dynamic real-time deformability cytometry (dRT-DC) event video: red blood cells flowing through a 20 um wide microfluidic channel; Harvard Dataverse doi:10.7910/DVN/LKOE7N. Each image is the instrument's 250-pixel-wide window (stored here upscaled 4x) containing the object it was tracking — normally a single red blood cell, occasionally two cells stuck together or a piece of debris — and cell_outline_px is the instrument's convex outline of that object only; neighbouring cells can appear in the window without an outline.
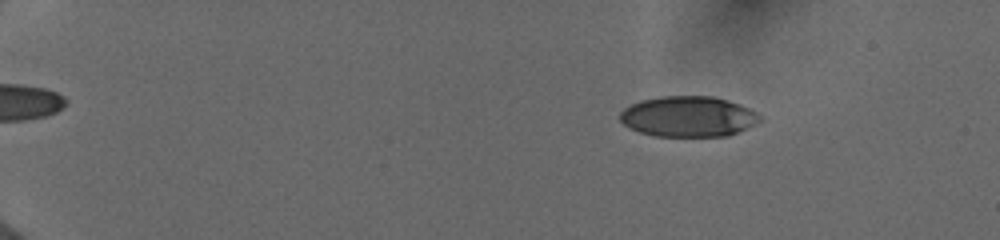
{"species": "human", "species_latin": "Homo sapiens", "temperature_condition": "cold", "stored_images_in_passage": 10, "camera_frame_rate_fps": 3000, "um_per_image_px": 0.085, "donor": {"sex": "female"}, "frame": {"image": 1, "passage_image": 4, "time_ms": 2.667, "image_size_px": [1000, 240], "cell_outline_px": [[764, 120], [748, 128], [728, 136], [656, 136], [640, 132], [624, 124], [620, 120], [620, 112], [624, 108], [640, 100], [660, 96], [712, 96], [728, 100], [740, 104], [764, 116]], "centroid_in_image_um": [58.56, 9.9], "position_along_channel_um": 26.4, "area_um2": 33.29}}
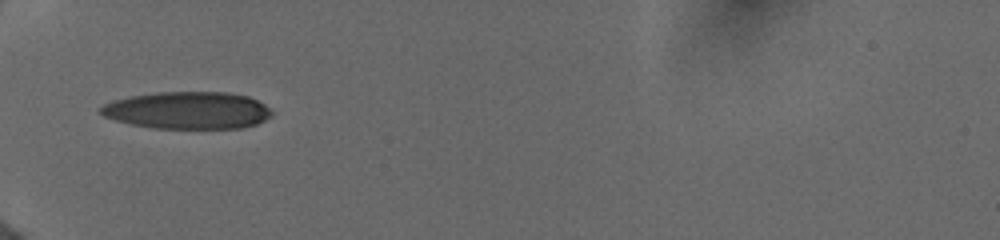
{"frame": {"image": 2, "passage_image": 9, "time_ms": 6.667, "image_size_px": [1000, 240], "cell_outline_px": [[272, 116], [256, 124], [240, 128], [152, 128], [132, 124], [116, 120], [104, 116], [100, 112], [100, 108], [104, 104], [116, 100], [132, 96], [156, 92], [228, 92], [248, 96], [264, 104], [272, 112]], "centroid_in_image_um": [15.97, 9.38], "position_along_channel_um": 69.0, "area_um2": 36.88}}